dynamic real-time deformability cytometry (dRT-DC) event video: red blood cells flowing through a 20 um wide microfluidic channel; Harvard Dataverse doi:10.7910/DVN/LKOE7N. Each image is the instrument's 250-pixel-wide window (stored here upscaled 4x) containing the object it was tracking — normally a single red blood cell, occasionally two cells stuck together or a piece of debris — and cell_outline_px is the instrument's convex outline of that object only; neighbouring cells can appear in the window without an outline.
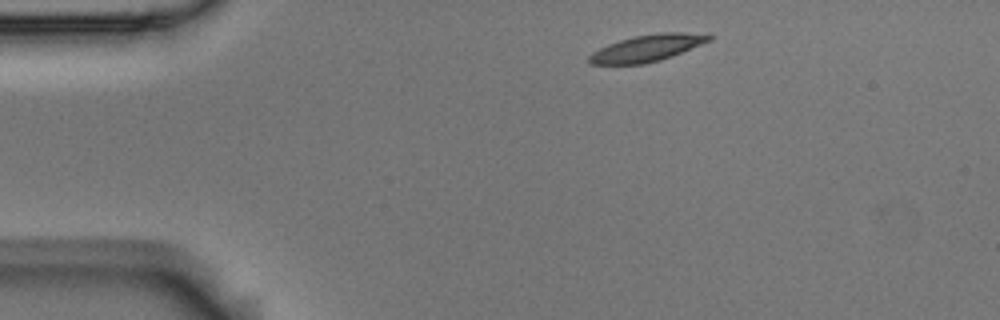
{"species": "Egyptian fruit bat (a non-hibernating species)", "species_latin": "Rousettus aegyptiacus", "temperature_condition": "room temperature", "stored_images_in_passage": 3, "camera_frame_rate_fps": 3000, "um_per_image_px": 0.085, "animal": {"sex": "male"}, "frame": {"image": 1, "passage_image": 1, "time_ms": 0.0, "image_size_px": [1000, 320], "cell_outline_px": [[712, 40], [672, 56], [660, 60], [644, 64], [588, 64], [588, 56], [592, 52], [608, 44], [620, 40], [636, 36], [660, 32], [708, 32], [712, 36]], "centroid_in_image_um": [55.06, 4.07], "position_along_channel_um": 29.9, "area_um2": 18.84}}
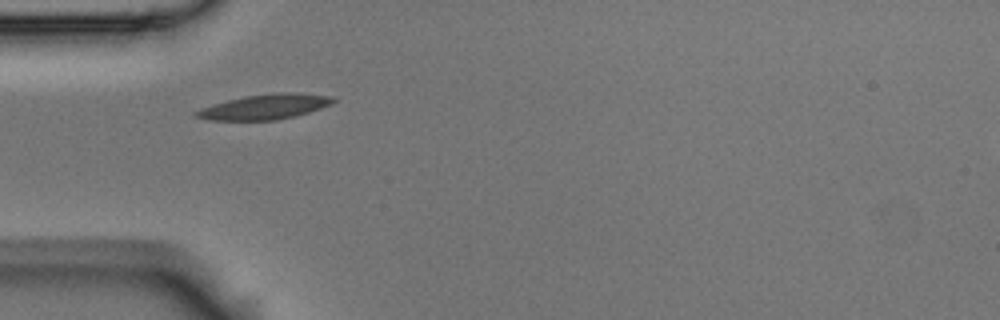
{"frame": {"image": 2, "passage_image": 3, "time_ms": 0.667, "image_size_px": [1000, 320], "cell_outline_px": [[336, 100], [332, 104], [296, 116], [276, 120], [208, 120], [196, 116], [192, 112], [200, 108], [228, 100], [244, 96], [272, 92], [300, 92], [332, 96]], "centroid_in_image_um": [22.53, 9.06], "position_along_channel_um": 62.5, "area_um2": 20.17}}